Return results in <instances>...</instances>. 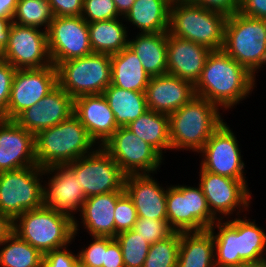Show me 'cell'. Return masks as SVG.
Segmentation results:
<instances>
[{
  "label": "cell",
  "mask_w": 266,
  "mask_h": 267,
  "mask_svg": "<svg viewBox=\"0 0 266 267\" xmlns=\"http://www.w3.org/2000/svg\"><path fill=\"white\" fill-rule=\"evenodd\" d=\"M74 115L100 147L119 128L103 94L82 95L75 98Z\"/></svg>",
  "instance_id": "cell-22"
},
{
  "label": "cell",
  "mask_w": 266,
  "mask_h": 267,
  "mask_svg": "<svg viewBox=\"0 0 266 267\" xmlns=\"http://www.w3.org/2000/svg\"><path fill=\"white\" fill-rule=\"evenodd\" d=\"M173 0H135L122 19L139 28L140 33L168 31L170 7Z\"/></svg>",
  "instance_id": "cell-29"
},
{
  "label": "cell",
  "mask_w": 266,
  "mask_h": 267,
  "mask_svg": "<svg viewBox=\"0 0 266 267\" xmlns=\"http://www.w3.org/2000/svg\"><path fill=\"white\" fill-rule=\"evenodd\" d=\"M45 175L48 182L43 186L44 205L75 219V212H81L86 200L75 173L67 165H56L44 168Z\"/></svg>",
  "instance_id": "cell-18"
},
{
  "label": "cell",
  "mask_w": 266,
  "mask_h": 267,
  "mask_svg": "<svg viewBox=\"0 0 266 267\" xmlns=\"http://www.w3.org/2000/svg\"><path fill=\"white\" fill-rule=\"evenodd\" d=\"M0 58L18 69H38L52 65L47 31L12 22L8 44Z\"/></svg>",
  "instance_id": "cell-13"
},
{
  "label": "cell",
  "mask_w": 266,
  "mask_h": 267,
  "mask_svg": "<svg viewBox=\"0 0 266 267\" xmlns=\"http://www.w3.org/2000/svg\"><path fill=\"white\" fill-rule=\"evenodd\" d=\"M138 219L132 199L124 191L118 198L114 210L115 237L134 228Z\"/></svg>",
  "instance_id": "cell-38"
},
{
  "label": "cell",
  "mask_w": 266,
  "mask_h": 267,
  "mask_svg": "<svg viewBox=\"0 0 266 267\" xmlns=\"http://www.w3.org/2000/svg\"><path fill=\"white\" fill-rule=\"evenodd\" d=\"M111 57V84L137 92L146 91L150 76L143 68L138 56L127 46Z\"/></svg>",
  "instance_id": "cell-27"
},
{
  "label": "cell",
  "mask_w": 266,
  "mask_h": 267,
  "mask_svg": "<svg viewBox=\"0 0 266 267\" xmlns=\"http://www.w3.org/2000/svg\"><path fill=\"white\" fill-rule=\"evenodd\" d=\"M57 85V69L53 64L38 69L16 70L7 110L0 117L14 120L25 109L37 104Z\"/></svg>",
  "instance_id": "cell-16"
},
{
  "label": "cell",
  "mask_w": 266,
  "mask_h": 267,
  "mask_svg": "<svg viewBox=\"0 0 266 267\" xmlns=\"http://www.w3.org/2000/svg\"><path fill=\"white\" fill-rule=\"evenodd\" d=\"M92 240L87 248L82 247L78 252V262L82 267H102L105 263V237L94 236Z\"/></svg>",
  "instance_id": "cell-40"
},
{
  "label": "cell",
  "mask_w": 266,
  "mask_h": 267,
  "mask_svg": "<svg viewBox=\"0 0 266 267\" xmlns=\"http://www.w3.org/2000/svg\"><path fill=\"white\" fill-rule=\"evenodd\" d=\"M211 50L204 45L167 36V73L190 81L194 85L200 79L207 56Z\"/></svg>",
  "instance_id": "cell-23"
},
{
  "label": "cell",
  "mask_w": 266,
  "mask_h": 267,
  "mask_svg": "<svg viewBox=\"0 0 266 267\" xmlns=\"http://www.w3.org/2000/svg\"><path fill=\"white\" fill-rule=\"evenodd\" d=\"M209 10H215L227 16L239 10L240 0H190Z\"/></svg>",
  "instance_id": "cell-45"
},
{
  "label": "cell",
  "mask_w": 266,
  "mask_h": 267,
  "mask_svg": "<svg viewBox=\"0 0 266 267\" xmlns=\"http://www.w3.org/2000/svg\"><path fill=\"white\" fill-rule=\"evenodd\" d=\"M118 127H126L148 109L144 92L125 90L110 84L104 91Z\"/></svg>",
  "instance_id": "cell-30"
},
{
  "label": "cell",
  "mask_w": 266,
  "mask_h": 267,
  "mask_svg": "<svg viewBox=\"0 0 266 267\" xmlns=\"http://www.w3.org/2000/svg\"><path fill=\"white\" fill-rule=\"evenodd\" d=\"M43 175L44 169L38 165L0 172V212L14 220L44 206Z\"/></svg>",
  "instance_id": "cell-9"
},
{
  "label": "cell",
  "mask_w": 266,
  "mask_h": 267,
  "mask_svg": "<svg viewBox=\"0 0 266 267\" xmlns=\"http://www.w3.org/2000/svg\"><path fill=\"white\" fill-rule=\"evenodd\" d=\"M166 209L167 222L175 232L203 231L218 220L211 214L199 185L167 187Z\"/></svg>",
  "instance_id": "cell-10"
},
{
  "label": "cell",
  "mask_w": 266,
  "mask_h": 267,
  "mask_svg": "<svg viewBox=\"0 0 266 267\" xmlns=\"http://www.w3.org/2000/svg\"><path fill=\"white\" fill-rule=\"evenodd\" d=\"M16 69L0 58V116L7 110Z\"/></svg>",
  "instance_id": "cell-42"
},
{
  "label": "cell",
  "mask_w": 266,
  "mask_h": 267,
  "mask_svg": "<svg viewBox=\"0 0 266 267\" xmlns=\"http://www.w3.org/2000/svg\"><path fill=\"white\" fill-rule=\"evenodd\" d=\"M126 128L154 147L161 155L171 149L169 115L147 110Z\"/></svg>",
  "instance_id": "cell-32"
},
{
  "label": "cell",
  "mask_w": 266,
  "mask_h": 267,
  "mask_svg": "<svg viewBox=\"0 0 266 267\" xmlns=\"http://www.w3.org/2000/svg\"><path fill=\"white\" fill-rule=\"evenodd\" d=\"M223 50L253 76L266 65V20L235 12L227 17Z\"/></svg>",
  "instance_id": "cell-7"
},
{
  "label": "cell",
  "mask_w": 266,
  "mask_h": 267,
  "mask_svg": "<svg viewBox=\"0 0 266 267\" xmlns=\"http://www.w3.org/2000/svg\"><path fill=\"white\" fill-rule=\"evenodd\" d=\"M102 267H125L120 245L112 237H105V263Z\"/></svg>",
  "instance_id": "cell-44"
},
{
  "label": "cell",
  "mask_w": 266,
  "mask_h": 267,
  "mask_svg": "<svg viewBox=\"0 0 266 267\" xmlns=\"http://www.w3.org/2000/svg\"><path fill=\"white\" fill-rule=\"evenodd\" d=\"M114 239L120 245L125 267H143L150 243L133 229L117 234Z\"/></svg>",
  "instance_id": "cell-35"
},
{
  "label": "cell",
  "mask_w": 266,
  "mask_h": 267,
  "mask_svg": "<svg viewBox=\"0 0 266 267\" xmlns=\"http://www.w3.org/2000/svg\"><path fill=\"white\" fill-rule=\"evenodd\" d=\"M119 15L124 17L131 9L135 0H113Z\"/></svg>",
  "instance_id": "cell-50"
},
{
  "label": "cell",
  "mask_w": 266,
  "mask_h": 267,
  "mask_svg": "<svg viewBox=\"0 0 266 267\" xmlns=\"http://www.w3.org/2000/svg\"><path fill=\"white\" fill-rule=\"evenodd\" d=\"M133 230L150 244L165 240L175 232L167 220L143 217H138Z\"/></svg>",
  "instance_id": "cell-37"
},
{
  "label": "cell",
  "mask_w": 266,
  "mask_h": 267,
  "mask_svg": "<svg viewBox=\"0 0 266 267\" xmlns=\"http://www.w3.org/2000/svg\"><path fill=\"white\" fill-rule=\"evenodd\" d=\"M18 0H0V17L13 19Z\"/></svg>",
  "instance_id": "cell-49"
},
{
  "label": "cell",
  "mask_w": 266,
  "mask_h": 267,
  "mask_svg": "<svg viewBox=\"0 0 266 267\" xmlns=\"http://www.w3.org/2000/svg\"><path fill=\"white\" fill-rule=\"evenodd\" d=\"M102 148L119 165L122 172L132 174H157L163 156L150 144L126 127H119L102 145Z\"/></svg>",
  "instance_id": "cell-11"
},
{
  "label": "cell",
  "mask_w": 266,
  "mask_h": 267,
  "mask_svg": "<svg viewBox=\"0 0 266 267\" xmlns=\"http://www.w3.org/2000/svg\"><path fill=\"white\" fill-rule=\"evenodd\" d=\"M180 232L150 245L143 267H177Z\"/></svg>",
  "instance_id": "cell-36"
},
{
  "label": "cell",
  "mask_w": 266,
  "mask_h": 267,
  "mask_svg": "<svg viewBox=\"0 0 266 267\" xmlns=\"http://www.w3.org/2000/svg\"><path fill=\"white\" fill-rule=\"evenodd\" d=\"M13 232V220L0 212V244Z\"/></svg>",
  "instance_id": "cell-48"
},
{
  "label": "cell",
  "mask_w": 266,
  "mask_h": 267,
  "mask_svg": "<svg viewBox=\"0 0 266 267\" xmlns=\"http://www.w3.org/2000/svg\"><path fill=\"white\" fill-rule=\"evenodd\" d=\"M53 19L49 0H18L12 22L48 31Z\"/></svg>",
  "instance_id": "cell-34"
},
{
  "label": "cell",
  "mask_w": 266,
  "mask_h": 267,
  "mask_svg": "<svg viewBox=\"0 0 266 267\" xmlns=\"http://www.w3.org/2000/svg\"><path fill=\"white\" fill-rule=\"evenodd\" d=\"M74 114V99L59 85L40 99L37 104L25 109L14 120L28 132L53 127Z\"/></svg>",
  "instance_id": "cell-19"
},
{
  "label": "cell",
  "mask_w": 266,
  "mask_h": 267,
  "mask_svg": "<svg viewBox=\"0 0 266 267\" xmlns=\"http://www.w3.org/2000/svg\"><path fill=\"white\" fill-rule=\"evenodd\" d=\"M94 145L98 146L73 114L67 120L35 135L36 163L43 169L66 165L94 152L98 148Z\"/></svg>",
  "instance_id": "cell-3"
},
{
  "label": "cell",
  "mask_w": 266,
  "mask_h": 267,
  "mask_svg": "<svg viewBox=\"0 0 266 267\" xmlns=\"http://www.w3.org/2000/svg\"><path fill=\"white\" fill-rule=\"evenodd\" d=\"M238 12L247 17L266 20V0H240Z\"/></svg>",
  "instance_id": "cell-46"
},
{
  "label": "cell",
  "mask_w": 266,
  "mask_h": 267,
  "mask_svg": "<svg viewBox=\"0 0 266 267\" xmlns=\"http://www.w3.org/2000/svg\"><path fill=\"white\" fill-rule=\"evenodd\" d=\"M11 23V19L0 17V55L4 50L5 46L8 44Z\"/></svg>",
  "instance_id": "cell-47"
},
{
  "label": "cell",
  "mask_w": 266,
  "mask_h": 267,
  "mask_svg": "<svg viewBox=\"0 0 266 267\" xmlns=\"http://www.w3.org/2000/svg\"><path fill=\"white\" fill-rule=\"evenodd\" d=\"M240 218L217 220L209 228L214 238L216 267H245L266 258L264 229L255 220ZM214 227L218 228L217 234Z\"/></svg>",
  "instance_id": "cell-2"
},
{
  "label": "cell",
  "mask_w": 266,
  "mask_h": 267,
  "mask_svg": "<svg viewBox=\"0 0 266 267\" xmlns=\"http://www.w3.org/2000/svg\"><path fill=\"white\" fill-rule=\"evenodd\" d=\"M70 215L47 206L28 210L13 220V232L43 255L72 244L79 223Z\"/></svg>",
  "instance_id": "cell-4"
},
{
  "label": "cell",
  "mask_w": 266,
  "mask_h": 267,
  "mask_svg": "<svg viewBox=\"0 0 266 267\" xmlns=\"http://www.w3.org/2000/svg\"><path fill=\"white\" fill-rule=\"evenodd\" d=\"M52 64L92 54L88 23L81 16L54 17L47 31Z\"/></svg>",
  "instance_id": "cell-14"
},
{
  "label": "cell",
  "mask_w": 266,
  "mask_h": 267,
  "mask_svg": "<svg viewBox=\"0 0 266 267\" xmlns=\"http://www.w3.org/2000/svg\"><path fill=\"white\" fill-rule=\"evenodd\" d=\"M58 85L73 99L82 95L103 94L111 84V57L90 55L60 62L57 66Z\"/></svg>",
  "instance_id": "cell-8"
},
{
  "label": "cell",
  "mask_w": 266,
  "mask_h": 267,
  "mask_svg": "<svg viewBox=\"0 0 266 267\" xmlns=\"http://www.w3.org/2000/svg\"><path fill=\"white\" fill-rule=\"evenodd\" d=\"M0 246V267L43 266L44 255L14 232Z\"/></svg>",
  "instance_id": "cell-33"
},
{
  "label": "cell",
  "mask_w": 266,
  "mask_h": 267,
  "mask_svg": "<svg viewBox=\"0 0 266 267\" xmlns=\"http://www.w3.org/2000/svg\"><path fill=\"white\" fill-rule=\"evenodd\" d=\"M35 135L0 117V172L35 166Z\"/></svg>",
  "instance_id": "cell-20"
},
{
  "label": "cell",
  "mask_w": 266,
  "mask_h": 267,
  "mask_svg": "<svg viewBox=\"0 0 266 267\" xmlns=\"http://www.w3.org/2000/svg\"><path fill=\"white\" fill-rule=\"evenodd\" d=\"M217 105L195 96L169 115L171 150L199 152L224 122Z\"/></svg>",
  "instance_id": "cell-5"
},
{
  "label": "cell",
  "mask_w": 266,
  "mask_h": 267,
  "mask_svg": "<svg viewBox=\"0 0 266 267\" xmlns=\"http://www.w3.org/2000/svg\"><path fill=\"white\" fill-rule=\"evenodd\" d=\"M245 267H266V258L260 261L249 263Z\"/></svg>",
  "instance_id": "cell-51"
},
{
  "label": "cell",
  "mask_w": 266,
  "mask_h": 267,
  "mask_svg": "<svg viewBox=\"0 0 266 267\" xmlns=\"http://www.w3.org/2000/svg\"><path fill=\"white\" fill-rule=\"evenodd\" d=\"M66 165L75 173L86 198L124 191L126 175L102 146Z\"/></svg>",
  "instance_id": "cell-12"
},
{
  "label": "cell",
  "mask_w": 266,
  "mask_h": 267,
  "mask_svg": "<svg viewBox=\"0 0 266 267\" xmlns=\"http://www.w3.org/2000/svg\"><path fill=\"white\" fill-rule=\"evenodd\" d=\"M151 174L125 177L124 191L132 199L138 217L167 220L165 190Z\"/></svg>",
  "instance_id": "cell-24"
},
{
  "label": "cell",
  "mask_w": 266,
  "mask_h": 267,
  "mask_svg": "<svg viewBox=\"0 0 266 267\" xmlns=\"http://www.w3.org/2000/svg\"><path fill=\"white\" fill-rule=\"evenodd\" d=\"M238 143L234 132L223 122L198 152L203 158L201 168L221 176L247 181Z\"/></svg>",
  "instance_id": "cell-17"
},
{
  "label": "cell",
  "mask_w": 266,
  "mask_h": 267,
  "mask_svg": "<svg viewBox=\"0 0 266 267\" xmlns=\"http://www.w3.org/2000/svg\"><path fill=\"white\" fill-rule=\"evenodd\" d=\"M119 18L88 23L93 53L113 55L128 46L127 27Z\"/></svg>",
  "instance_id": "cell-31"
},
{
  "label": "cell",
  "mask_w": 266,
  "mask_h": 267,
  "mask_svg": "<svg viewBox=\"0 0 266 267\" xmlns=\"http://www.w3.org/2000/svg\"><path fill=\"white\" fill-rule=\"evenodd\" d=\"M227 15L209 10L190 0H173L168 33L206 46L211 51L224 45Z\"/></svg>",
  "instance_id": "cell-6"
},
{
  "label": "cell",
  "mask_w": 266,
  "mask_h": 267,
  "mask_svg": "<svg viewBox=\"0 0 266 267\" xmlns=\"http://www.w3.org/2000/svg\"><path fill=\"white\" fill-rule=\"evenodd\" d=\"M124 191L108 192L86 198L79 216L90 236L115 238L114 210Z\"/></svg>",
  "instance_id": "cell-25"
},
{
  "label": "cell",
  "mask_w": 266,
  "mask_h": 267,
  "mask_svg": "<svg viewBox=\"0 0 266 267\" xmlns=\"http://www.w3.org/2000/svg\"><path fill=\"white\" fill-rule=\"evenodd\" d=\"M255 79L223 49L212 50L206 58L200 79L194 85L195 93L227 110L249 97L255 87Z\"/></svg>",
  "instance_id": "cell-1"
},
{
  "label": "cell",
  "mask_w": 266,
  "mask_h": 267,
  "mask_svg": "<svg viewBox=\"0 0 266 267\" xmlns=\"http://www.w3.org/2000/svg\"><path fill=\"white\" fill-rule=\"evenodd\" d=\"M81 17L87 23L120 18L113 0H84Z\"/></svg>",
  "instance_id": "cell-39"
},
{
  "label": "cell",
  "mask_w": 266,
  "mask_h": 267,
  "mask_svg": "<svg viewBox=\"0 0 266 267\" xmlns=\"http://www.w3.org/2000/svg\"><path fill=\"white\" fill-rule=\"evenodd\" d=\"M167 36L168 31L160 33H137L128 47L138 56L150 77L167 73Z\"/></svg>",
  "instance_id": "cell-26"
},
{
  "label": "cell",
  "mask_w": 266,
  "mask_h": 267,
  "mask_svg": "<svg viewBox=\"0 0 266 267\" xmlns=\"http://www.w3.org/2000/svg\"><path fill=\"white\" fill-rule=\"evenodd\" d=\"M177 267H216L214 238L209 229L180 232Z\"/></svg>",
  "instance_id": "cell-28"
},
{
  "label": "cell",
  "mask_w": 266,
  "mask_h": 267,
  "mask_svg": "<svg viewBox=\"0 0 266 267\" xmlns=\"http://www.w3.org/2000/svg\"><path fill=\"white\" fill-rule=\"evenodd\" d=\"M199 173V186L206 197L211 214L216 219L222 220L224 216L230 217L236 209L237 215H240V210H248L252 193L249 191L247 181L214 174L201 167Z\"/></svg>",
  "instance_id": "cell-15"
},
{
  "label": "cell",
  "mask_w": 266,
  "mask_h": 267,
  "mask_svg": "<svg viewBox=\"0 0 266 267\" xmlns=\"http://www.w3.org/2000/svg\"><path fill=\"white\" fill-rule=\"evenodd\" d=\"M84 0H49L54 17L81 16Z\"/></svg>",
  "instance_id": "cell-43"
},
{
  "label": "cell",
  "mask_w": 266,
  "mask_h": 267,
  "mask_svg": "<svg viewBox=\"0 0 266 267\" xmlns=\"http://www.w3.org/2000/svg\"><path fill=\"white\" fill-rule=\"evenodd\" d=\"M67 247L54 249L44 254L42 267H78V254H74Z\"/></svg>",
  "instance_id": "cell-41"
},
{
  "label": "cell",
  "mask_w": 266,
  "mask_h": 267,
  "mask_svg": "<svg viewBox=\"0 0 266 267\" xmlns=\"http://www.w3.org/2000/svg\"><path fill=\"white\" fill-rule=\"evenodd\" d=\"M145 95L149 110L170 115L190 102L196 93L193 83L166 73L150 78Z\"/></svg>",
  "instance_id": "cell-21"
}]
</instances>
